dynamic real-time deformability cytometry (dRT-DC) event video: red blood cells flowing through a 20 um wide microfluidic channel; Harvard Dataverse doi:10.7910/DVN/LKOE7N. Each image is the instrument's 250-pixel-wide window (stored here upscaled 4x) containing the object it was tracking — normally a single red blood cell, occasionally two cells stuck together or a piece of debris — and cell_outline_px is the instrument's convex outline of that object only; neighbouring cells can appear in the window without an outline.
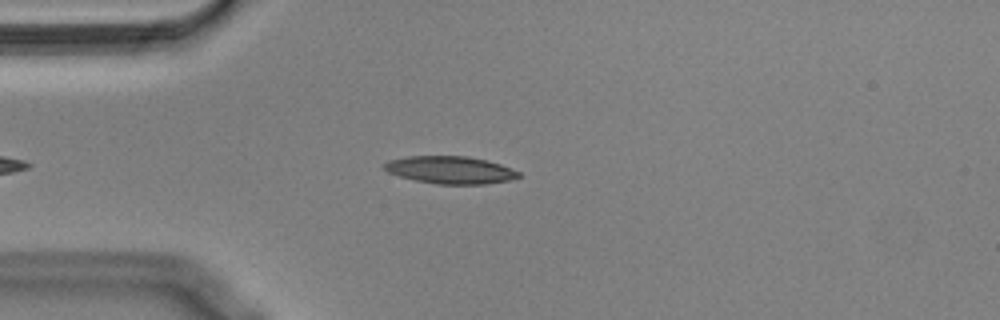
{"species": "Egyptian fruit bat (a non-hibernating species)", "species_latin": "Rousettus aegyptiacus", "temperature_condition": "cold", "stored_images_in_passage": 44, "camera_frame_rate_fps": 3000, "um_per_image_px": 0.085, "animal": {"sex": "male"}, "frame": {"image": 1, "passage_image": 6, "time_ms": 1.667, "image_size_px": [1000, 320], "cell_outline_px": [[520, 176], [508, 180], [484, 184], [436, 184], [416, 180], [400, 176], [388, 172], [384, 168], [384, 164], [388, 160], [408, 156], [464, 156], [484, 160], [500, 164], [520, 172]], "centroid_in_image_um": [38.25, 14.44], "position_along_channel_um": 46.7, "area_um2": 21.21}}
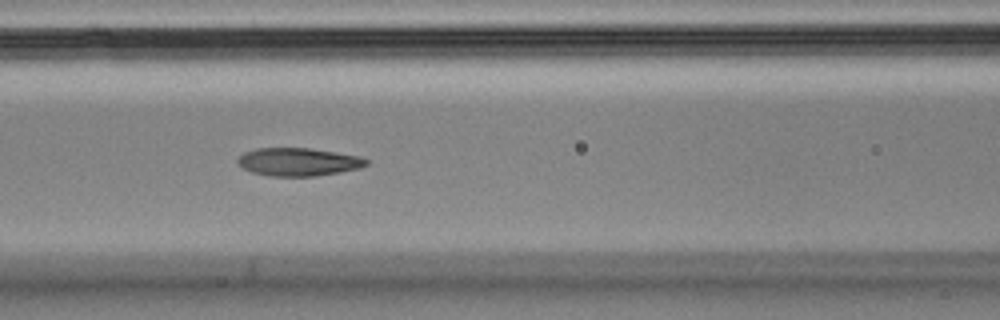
{"frame": {"image": 2, "passage_image": 15, "time_ms": 4.667, "image_size_px": [1000, 320], "cell_outline_px": [[368, 164], [360, 168], [340, 172], [316, 176], [268, 176], [252, 172], [244, 168], [236, 160], [244, 152], [256, 148], [312, 148], [360, 156], [368, 160]], "centroid_in_image_um": [25.38, 13.76], "position_along_channel_um": 141.2, "area_um2": 21.04}}
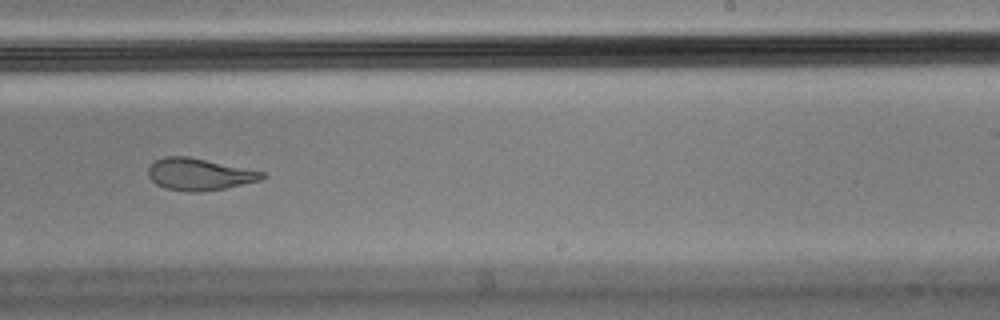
{"frame": {"image": 3, "passage_image": 26, "time_ms": 8.333, "image_size_px": [1000, 320], "cell_outline_px": [[268, 176], [260, 180], [224, 188], [200, 192], [188, 192], [164, 188], [156, 184], [148, 176], [148, 168], [156, 160], [164, 156], [188, 156], [264, 172]], "centroid_in_image_um": [16.92, 14.82], "position_along_channel_um": 272.1, "area_um2": 21.1}, "authors_computed_cell_mechanics": {"area_um2": 21.4438, "velocity_mm_per_s": 3.5753, "shape_relaxation_time_tau1_ms": null, "shape_relaxation_time_tau2_ms": 2.4175, "deformation_change_tau1": null, "deformation_change_tau2": 0.0984}}